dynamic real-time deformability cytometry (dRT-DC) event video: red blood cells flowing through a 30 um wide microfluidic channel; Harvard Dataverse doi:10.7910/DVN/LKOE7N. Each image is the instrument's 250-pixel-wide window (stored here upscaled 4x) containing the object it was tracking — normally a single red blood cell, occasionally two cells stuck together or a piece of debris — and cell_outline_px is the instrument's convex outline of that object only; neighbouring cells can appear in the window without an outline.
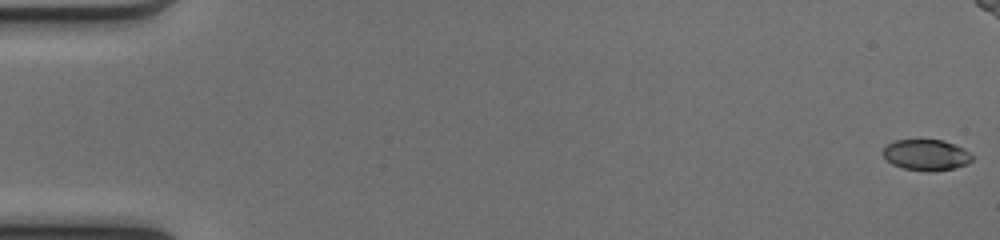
{"species": "common noctule bat (a hibernating species)", "species_latin": "Nyctalus noctula", "temperature_condition": "cold", "stored_images_in_passage": 10, "camera_frame_rate_fps": 3000, "um_per_image_px": 0.085, "animal": {"sex": "female", "body_mass_g": 17.0, "forearm_length_mm": 48.0}, "frame": {"image": 1, "passage_image": 1, "time_ms": 0.0, "image_size_px": [1000, 240], "cell_outline_px": [[972, 160], [968, 164], [956, 168], [932, 172], [928, 172], [904, 168], [892, 164], [884, 156], [884, 148], [888, 144], [896, 140], [944, 140], [964, 148], [972, 156]], "centroid_in_image_um": [78.77, 13.18], "position_along_channel_um": 6.2, "area_um2": 16.07}}